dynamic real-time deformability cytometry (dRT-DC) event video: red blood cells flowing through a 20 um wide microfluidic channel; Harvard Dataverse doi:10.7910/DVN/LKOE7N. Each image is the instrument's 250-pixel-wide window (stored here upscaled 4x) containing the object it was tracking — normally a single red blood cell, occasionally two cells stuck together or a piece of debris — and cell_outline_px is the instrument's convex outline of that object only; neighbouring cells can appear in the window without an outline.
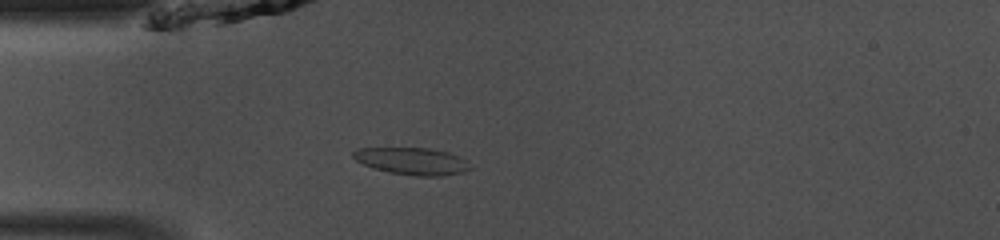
{"species": "common noctule bat (a hibernating species)", "species_latin": "Nyctalus noctula", "temperature_condition": "room temperature", "stored_images_in_passage": 35, "camera_frame_rate_fps": 3000, "um_per_image_px": 0.085, "animal": {"sex": "male", "body_mass_g": 13.0, "forearm_length_mm": 53.1}, "frame": {"image": 1, "passage_image": 7, "time_ms": 2.0, "image_size_px": [1000, 240], "cell_outline_px": [[472, 168], [464, 172], [440, 176], [416, 176], [392, 172], [376, 168], [364, 164], [356, 160], [352, 156], [352, 152], [356, 148], [428, 148], [448, 152], [460, 156]], "centroid_in_image_um": [35.04, 13.69], "position_along_channel_um": 50.0, "area_um2": 18.26}}
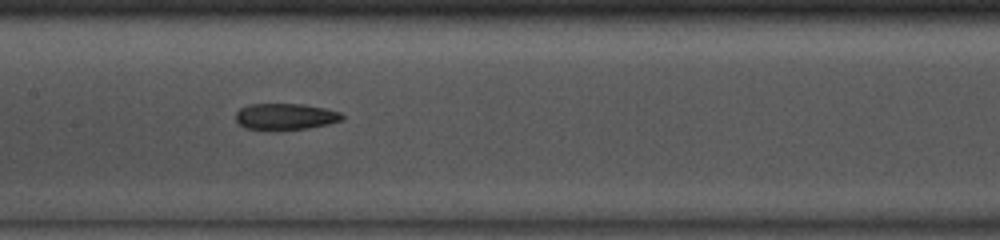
{"frame": {"image": 2, "passage_image": 17, "time_ms": 5.333, "image_size_px": [1000, 240], "cell_outline_px": [[344, 120], [328, 124], [308, 128], [244, 128], [236, 120], [236, 112], [240, 108], [248, 104], [304, 104], [324, 108], [340, 112], [344, 116]], "centroid_in_image_um": [24.29, 9.87], "position_along_channel_um": 183.1, "area_um2": 15.95}}
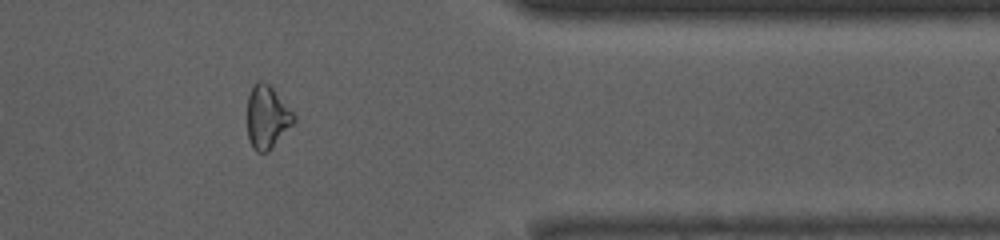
{"frame": {"image": 3, "passage_image": 33, "time_ms": 10.667, "image_size_px": [1000, 240], "cell_outline_px": [[296, 120], [272, 148], [268, 152], [256, 152], [252, 148], [248, 140], [248, 96], [252, 84], [256, 80], [260, 80], [268, 84], [272, 88], [296, 116]], "centroid_in_image_um": [22.68, 9.96], "position_along_channel_um": 388.7, "area_um2": 17.05}, "authors_computed_cell_mechanics": {"area_um2": 16.8198, "velocity_mm_per_s": 4.1657, "shape_relaxation_time_tau1_ms": null, "shape_relaxation_time_tau2_ms": 7.5242, "deformation_change_tau1": null, "deformation_change_tau2": 0.1781}}